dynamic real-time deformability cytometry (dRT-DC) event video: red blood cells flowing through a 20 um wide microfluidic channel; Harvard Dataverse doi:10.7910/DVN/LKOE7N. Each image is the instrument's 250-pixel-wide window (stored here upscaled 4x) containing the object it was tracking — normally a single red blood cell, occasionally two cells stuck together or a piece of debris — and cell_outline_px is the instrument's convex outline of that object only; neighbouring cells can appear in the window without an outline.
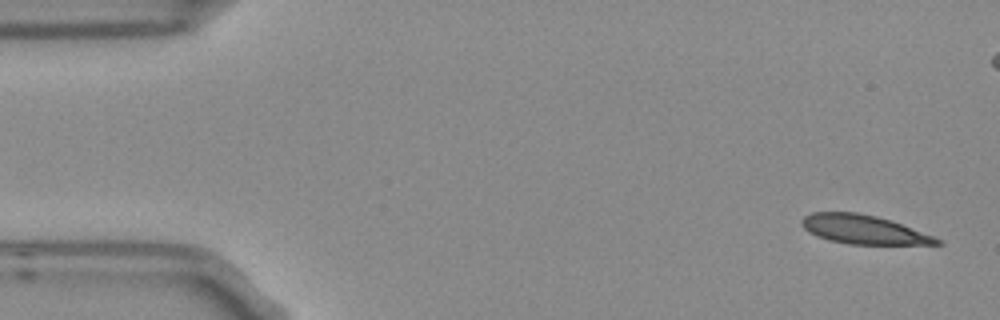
{"species": "Egyptian fruit bat (a non-hibernating species)", "species_latin": "Rousettus aegyptiacus", "temperature_condition": "room temperature", "stored_images_in_passage": 5, "camera_frame_rate_fps": 3000, "um_per_image_px": 0.085, "frame": {"image": 1, "passage_image": 1, "time_ms": 0.0, "image_size_px": [1000, 320], "cell_outline_px": [[944, 244], [848, 244], [828, 240], [816, 236], [804, 228], [800, 224], [800, 220], [804, 216], [812, 212], [856, 212], [876, 216], [900, 224], [944, 240]], "centroid_in_image_um": [73.36, 19.51], "position_along_channel_um": 11.6, "area_um2": 22.6}}